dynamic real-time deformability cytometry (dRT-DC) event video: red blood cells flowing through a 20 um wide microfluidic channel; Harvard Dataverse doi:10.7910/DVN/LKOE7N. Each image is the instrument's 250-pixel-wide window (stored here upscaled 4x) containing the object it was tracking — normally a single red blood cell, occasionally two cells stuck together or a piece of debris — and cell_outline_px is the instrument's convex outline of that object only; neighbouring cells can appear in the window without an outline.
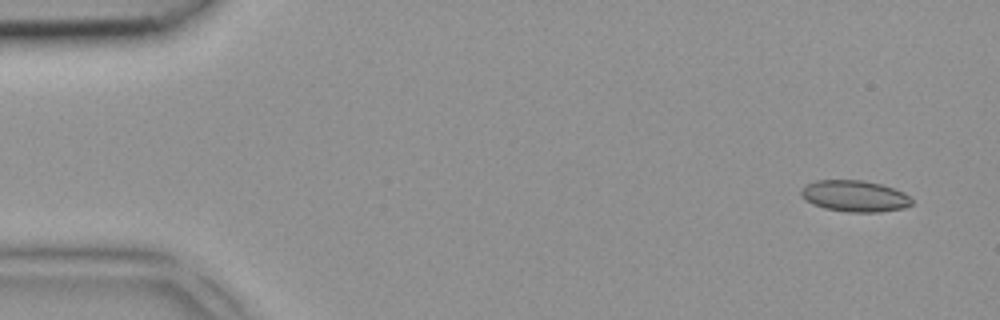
{"species": "common noctule bat (a hibernating species)", "species_latin": "Nyctalus noctula", "temperature_condition": "room temperature", "stored_images_in_passage": 2, "segment_of_instrument_passage": [2, 2], "camera_frame_rate_fps": 3000, "um_per_image_px": 0.085, "animal": {"sex": "female", "body_mass_g": 18.4}, "frame": {"image": 1, "passage_image": 2, "time_ms": 0.333, "image_size_px": [1000, 320], "cell_outline_px": [[912, 204], [904, 208], [880, 212], [848, 212], [824, 208], [812, 204], [800, 196], [800, 192], [808, 184], [816, 180], [860, 180], [880, 184], [904, 192], [912, 200]], "centroid_in_image_um": [72.64, 16.67], "position_along_channel_um": 12.4, "area_um2": 20.11}}